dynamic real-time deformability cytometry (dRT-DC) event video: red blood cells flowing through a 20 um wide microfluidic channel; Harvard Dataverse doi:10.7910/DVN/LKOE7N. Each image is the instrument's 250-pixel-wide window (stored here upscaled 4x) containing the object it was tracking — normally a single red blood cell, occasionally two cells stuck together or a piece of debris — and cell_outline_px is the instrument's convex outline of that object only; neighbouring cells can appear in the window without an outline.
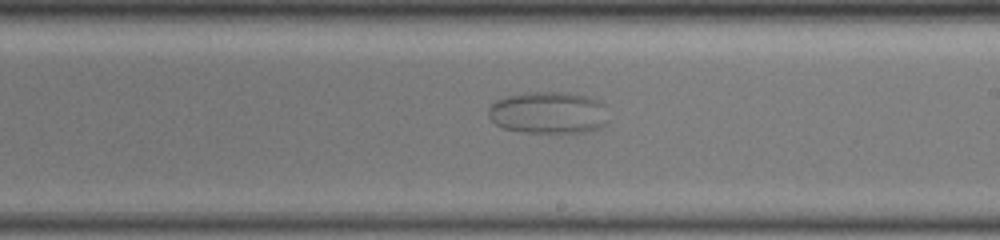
{"species": "common noctule bat (a hibernating species)", "species_latin": "Nyctalus noctula", "temperature_condition": "warm", "stored_images_in_passage": 37, "segment_of_instrument_passage": [1, 2], "camera_frame_rate_fps": 3000, "um_per_image_px": 0.085, "animal": {"sex": "female", "body_mass_g": 19.5, "forearm_length_mm": 54.1}, "frame": {"image": 1, "passage_image": 17, "time_ms": 5.333, "image_size_px": [1000, 240], "cell_outline_px": [[604, 124], [600, 128], [584, 132], [520, 132], [504, 128], [496, 124], [488, 116], [488, 108], [496, 100], [508, 96], [532, 92], [568, 92], [584, 96], [596, 100], [604, 104]], "centroid_in_image_um": [46.56, 9.58], "position_along_channel_um": 242.4, "area_um2": 28.96}}
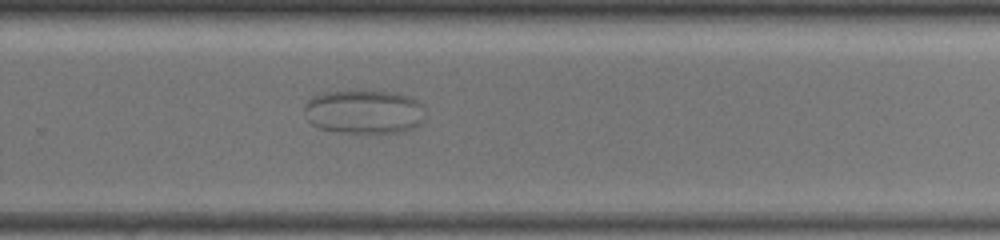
{"frame": {"image": 2, "passage_image": 22, "time_ms": 7.0, "image_size_px": [1000, 240], "cell_outline_px": [[420, 124], [412, 128], [400, 132], [364, 136], [336, 132], [320, 128], [312, 124], [308, 120], [304, 112], [304, 104], [308, 100], [324, 92], [392, 92], [408, 96], [416, 100], [420, 104]], "centroid_in_image_um": [30.88, 9.57], "position_along_channel_um": 298.9, "area_um2": 30.98}}
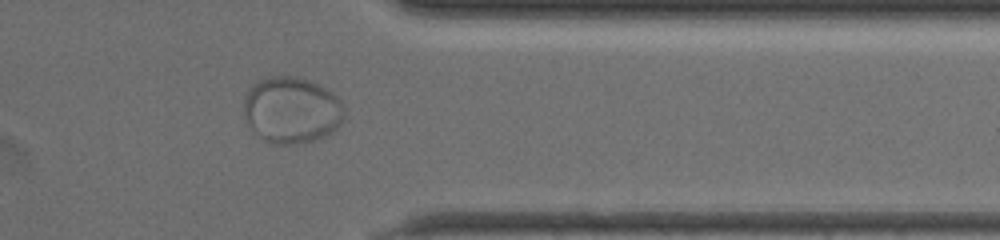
{"frame": {"image": 3, "passage_image": 30, "time_ms": 9.667, "image_size_px": [1000, 240], "cell_outline_px": [[344, 116], [340, 124], [332, 132], [320, 140], [304, 144], [272, 144], [260, 140], [248, 124], [244, 116], [244, 100], [248, 88], [260, 80], [268, 76], [288, 76], [308, 80], [320, 84], [332, 92], [340, 100], [344, 108]], "centroid_in_image_um": [24.78, 9.39], "position_along_channel_um": 386.6, "area_um2": 39.54}}